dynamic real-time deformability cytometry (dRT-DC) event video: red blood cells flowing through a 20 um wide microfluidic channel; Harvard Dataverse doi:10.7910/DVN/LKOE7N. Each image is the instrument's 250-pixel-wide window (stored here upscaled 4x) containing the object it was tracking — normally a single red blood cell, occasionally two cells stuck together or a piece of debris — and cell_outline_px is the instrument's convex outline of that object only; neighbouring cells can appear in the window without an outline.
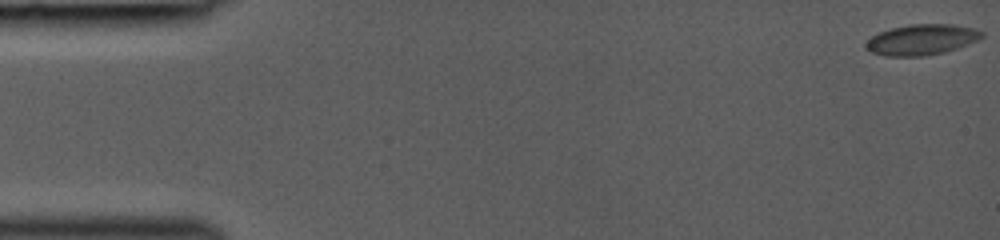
{"species": "common noctule bat (a hibernating species)", "species_latin": "Nyctalus noctula", "temperature_condition": "room temperature", "stored_images_in_passage": 44, "camera_frame_rate_fps": 3000, "um_per_image_px": 0.085, "animal": {"sex": "female", "body_mass_g": 19.0, "forearm_length_mm": 53.3}, "frame": {"image": 1, "passage_image": 1, "time_ms": 0.0, "image_size_px": [1000, 240], "cell_outline_px": [[984, 36], [980, 40], [944, 52], [924, 56], [884, 56], [872, 52], [864, 48], [864, 44], [872, 36], [880, 32], [892, 28], [908, 24], [952, 24], [972, 28], [984, 32]], "centroid_in_image_um": [78.34, 3.37], "position_along_channel_um": 6.7, "area_um2": 20.75}}
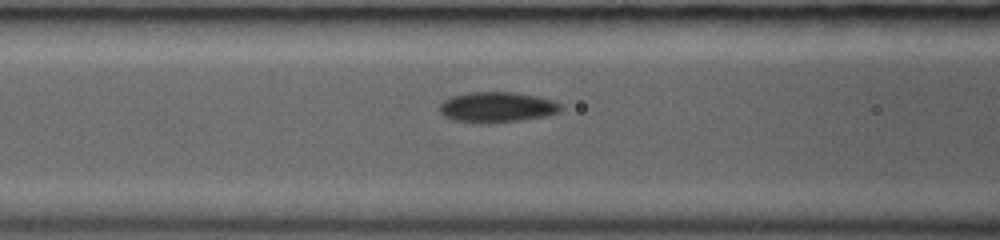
{"frame": {"image": 2, "passage_image": 19, "time_ms": 6.0, "image_size_px": [1000, 240], "cell_outline_px": [[560, 112], [544, 116], [520, 120], [488, 124], [480, 124], [452, 120], [444, 116], [440, 112], [440, 104], [444, 100], [452, 96], [472, 92], [512, 92], [536, 96], [552, 100], [560, 104]], "centroid_in_image_um": [42.2, 9.12], "position_along_channel_um": 124.4, "area_um2": 21.5}}
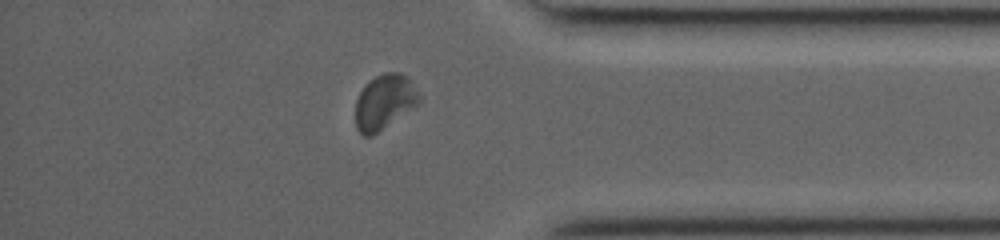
{"frame": {"image": 3, "passage_image": 38, "time_ms": 12.333, "image_size_px": [1000, 240], "cell_outline_px": [[420, 104], [372, 136], [364, 136], [356, 128], [356, 100], [364, 84], [376, 76], [384, 72], [400, 72], [408, 76], [420, 96]], "centroid_in_image_um": [32.69, 8.65], "position_along_channel_um": 402.5, "area_um2": 20.52}}